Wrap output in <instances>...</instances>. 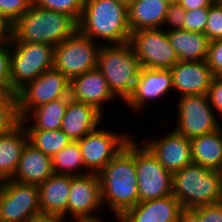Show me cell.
<instances>
[{
    "mask_svg": "<svg viewBox=\"0 0 222 222\" xmlns=\"http://www.w3.org/2000/svg\"><path fill=\"white\" fill-rule=\"evenodd\" d=\"M53 174L52 158L28 141L22 151L12 180L38 186Z\"/></svg>",
    "mask_w": 222,
    "mask_h": 222,
    "instance_id": "cell-21",
    "label": "cell"
},
{
    "mask_svg": "<svg viewBox=\"0 0 222 222\" xmlns=\"http://www.w3.org/2000/svg\"><path fill=\"white\" fill-rule=\"evenodd\" d=\"M78 30L54 46V68L69 80L97 68L99 51L102 46Z\"/></svg>",
    "mask_w": 222,
    "mask_h": 222,
    "instance_id": "cell-7",
    "label": "cell"
},
{
    "mask_svg": "<svg viewBox=\"0 0 222 222\" xmlns=\"http://www.w3.org/2000/svg\"><path fill=\"white\" fill-rule=\"evenodd\" d=\"M18 122L16 94L0 92V134L8 132Z\"/></svg>",
    "mask_w": 222,
    "mask_h": 222,
    "instance_id": "cell-30",
    "label": "cell"
},
{
    "mask_svg": "<svg viewBox=\"0 0 222 222\" xmlns=\"http://www.w3.org/2000/svg\"><path fill=\"white\" fill-rule=\"evenodd\" d=\"M182 206L173 196L138 202L128 209L120 222H176Z\"/></svg>",
    "mask_w": 222,
    "mask_h": 222,
    "instance_id": "cell-19",
    "label": "cell"
},
{
    "mask_svg": "<svg viewBox=\"0 0 222 222\" xmlns=\"http://www.w3.org/2000/svg\"><path fill=\"white\" fill-rule=\"evenodd\" d=\"M172 195L182 208L222 201V172L192 163L172 174Z\"/></svg>",
    "mask_w": 222,
    "mask_h": 222,
    "instance_id": "cell-4",
    "label": "cell"
},
{
    "mask_svg": "<svg viewBox=\"0 0 222 222\" xmlns=\"http://www.w3.org/2000/svg\"><path fill=\"white\" fill-rule=\"evenodd\" d=\"M186 10L178 3L168 5L163 26H169L168 30L183 29Z\"/></svg>",
    "mask_w": 222,
    "mask_h": 222,
    "instance_id": "cell-36",
    "label": "cell"
},
{
    "mask_svg": "<svg viewBox=\"0 0 222 222\" xmlns=\"http://www.w3.org/2000/svg\"><path fill=\"white\" fill-rule=\"evenodd\" d=\"M132 139L128 134L116 135L100 126L77 140L81 149L85 170L98 174ZM91 171V172H90Z\"/></svg>",
    "mask_w": 222,
    "mask_h": 222,
    "instance_id": "cell-14",
    "label": "cell"
},
{
    "mask_svg": "<svg viewBox=\"0 0 222 222\" xmlns=\"http://www.w3.org/2000/svg\"><path fill=\"white\" fill-rule=\"evenodd\" d=\"M11 46H0V92L11 94Z\"/></svg>",
    "mask_w": 222,
    "mask_h": 222,
    "instance_id": "cell-34",
    "label": "cell"
},
{
    "mask_svg": "<svg viewBox=\"0 0 222 222\" xmlns=\"http://www.w3.org/2000/svg\"><path fill=\"white\" fill-rule=\"evenodd\" d=\"M192 162L222 172V127L190 140Z\"/></svg>",
    "mask_w": 222,
    "mask_h": 222,
    "instance_id": "cell-26",
    "label": "cell"
},
{
    "mask_svg": "<svg viewBox=\"0 0 222 222\" xmlns=\"http://www.w3.org/2000/svg\"><path fill=\"white\" fill-rule=\"evenodd\" d=\"M200 222H222V201L193 208Z\"/></svg>",
    "mask_w": 222,
    "mask_h": 222,
    "instance_id": "cell-38",
    "label": "cell"
},
{
    "mask_svg": "<svg viewBox=\"0 0 222 222\" xmlns=\"http://www.w3.org/2000/svg\"><path fill=\"white\" fill-rule=\"evenodd\" d=\"M69 96L95 107L103 114L104 102L116 99L105 77L98 68H94L70 79Z\"/></svg>",
    "mask_w": 222,
    "mask_h": 222,
    "instance_id": "cell-17",
    "label": "cell"
},
{
    "mask_svg": "<svg viewBox=\"0 0 222 222\" xmlns=\"http://www.w3.org/2000/svg\"><path fill=\"white\" fill-rule=\"evenodd\" d=\"M33 4V0H0V15L15 23Z\"/></svg>",
    "mask_w": 222,
    "mask_h": 222,
    "instance_id": "cell-33",
    "label": "cell"
},
{
    "mask_svg": "<svg viewBox=\"0 0 222 222\" xmlns=\"http://www.w3.org/2000/svg\"><path fill=\"white\" fill-rule=\"evenodd\" d=\"M98 175L103 207L108 205L118 219L139 202L134 140L131 139Z\"/></svg>",
    "mask_w": 222,
    "mask_h": 222,
    "instance_id": "cell-1",
    "label": "cell"
},
{
    "mask_svg": "<svg viewBox=\"0 0 222 222\" xmlns=\"http://www.w3.org/2000/svg\"><path fill=\"white\" fill-rule=\"evenodd\" d=\"M102 115L95 107L69 98L61 130L71 141H77L99 127Z\"/></svg>",
    "mask_w": 222,
    "mask_h": 222,
    "instance_id": "cell-20",
    "label": "cell"
},
{
    "mask_svg": "<svg viewBox=\"0 0 222 222\" xmlns=\"http://www.w3.org/2000/svg\"><path fill=\"white\" fill-rule=\"evenodd\" d=\"M170 70L173 89L180 97L207 94L214 77L206 61H179Z\"/></svg>",
    "mask_w": 222,
    "mask_h": 222,
    "instance_id": "cell-18",
    "label": "cell"
},
{
    "mask_svg": "<svg viewBox=\"0 0 222 222\" xmlns=\"http://www.w3.org/2000/svg\"><path fill=\"white\" fill-rule=\"evenodd\" d=\"M145 146L172 174L193 163L190 140L175 129L166 136L149 140Z\"/></svg>",
    "mask_w": 222,
    "mask_h": 222,
    "instance_id": "cell-16",
    "label": "cell"
},
{
    "mask_svg": "<svg viewBox=\"0 0 222 222\" xmlns=\"http://www.w3.org/2000/svg\"><path fill=\"white\" fill-rule=\"evenodd\" d=\"M207 24L204 34L209 42L222 39V3L215 1L210 7L207 15Z\"/></svg>",
    "mask_w": 222,
    "mask_h": 222,
    "instance_id": "cell-32",
    "label": "cell"
},
{
    "mask_svg": "<svg viewBox=\"0 0 222 222\" xmlns=\"http://www.w3.org/2000/svg\"><path fill=\"white\" fill-rule=\"evenodd\" d=\"M173 89L170 69H150L141 67L134 89L125 101L134 111L142 109L148 101H157Z\"/></svg>",
    "mask_w": 222,
    "mask_h": 222,
    "instance_id": "cell-15",
    "label": "cell"
},
{
    "mask_svg": "<svg viewBox=\"0 0 222 222\" xmlns=\"http://www.w3.org/2000/svg\"><path fill=\"white\" fill-rule=\"evenodd\" d=\"M70 80L55 68L43 72L16 93L19 121L36 107L50 101L70 97Z\"/></svg>",
    "mask_w": 222,
    "mask_h": 222,
    "instance_id": "cell-8",
    "label": "cell"
},
{
    "mask_svg": "<svg viewBox=\"0 0 222 222\" xmlns=\"http://www.w3.org/2000/svg\"><path fill=\"white\" fill-rule=\"evenodd\" d=\"M102 206L99 175L96 173L82 176L71 175L67 216L69 214L77 222H101L104 219L93 213L100 211Z\"/></svg>",
    "mask_w": 222,
    "mask_h": 222,
    "instance_id": "cell-12",
    "label": "cell"
},
{
    "mask_svg": "<svg viewBox=\"0 0 222 222\" xmlns=\"http://www.w3.org/2000/svg\"><path fill=\"white\" fill-rule=\"evenodd\" d=\"M97 68L107 80L113 94L125 102L134 89L141 64L129 42L119 45L103 43Z\"/></svg>",
    "mask_w": 222,
    "mask_h": 222,
    "instance_id": "cell-5",
    "label": "cell"
},
{
    "mask_svg": "<svg viewBox=\"0 0 222 222\" xmlns=\"http://www.w3.org/2000/svg\"><path fill=\"white\" fill-rule=\"evenodd\" d=\"M33 4L51 11L67 14L78 22L81 18L84 0H33Z\"/></svg>",
    "mask_w": 222,
    "mask_h": 222,
    "instance_id": "cell-31",
    "label": "cell"
},
{
    "mask_svg": "<svg viewBox=\"0 0 222 222\" xmlns=\"http://www.w3.org/2000/svg\"><path fill=\"white\" fill-rule=\"evenodd\" d=\"M176 222H200L199 214L193 208H182Z\"/></svg>",
    "mask_w": 222,
    "mask_h": 222,
    "instance_id": "cell-42",
    "label": "cell"
},
{
    "mask_svg": "<svg viewBox=\"0 0 222 222\" xmlns=\"http://www.w3.org/2000/svg\"><path fill=\"white\" fill-rule=\"evenodd\" d=\"M207 97L211 107L216 109L219 115L222 114V82L215 76L213 77L207 92Z\"/></svg>",
    "mask_w": 222,
    "mask_h": 222,
    "instance_id": "cell-39",
    "label": "cell"
},
{
    "mask_svg": "<svg viewBox=\"0 0 222 222\" xmlns=\"http://www.w3.org/2000/svg\"><path fill=\"white\" fill-rule=\"evenodd\" d=\"M206 62L214 76L222 71V39L209 42Z\"/></svg>",
    "mask_w": 222,
    "mask_h": 222,
    "instance_id": "cell-37",
    "label": "cell"
},
{
    "mask_svg": "<svg viewBox=\"0 0 222 222\" xmlns=\"http://www.w3.org/2000/svg\"><path fill=\"white\" fill-rule=\"evenodd\" d=\"M41 213L37 185L6 180L0 192V220L28 222Z\"/></svg>",
    "mask_w": 222,
    "mask_h": 222,
    "instance_id": "cell-13",
    "label": "cell"
},
{
    "mask_svg": "<svg viewBox=\"0 0 222 222\" xmlns=\"http://www.w3.org/2000/svg\"><path fill=\"white\" fill-rule=\"evenodd\" d=\"M29 141L24 124L19 121L8 132L0 134V176L14 177L22 151Z\"/></svg>",
    "mask_w": 222,
    "mask_h": 222,
    "instance_id": "cell-23",
    "label": "cell"
},
{
    "mask_svg": "<svg viewBox=\"0 0 222 222\" xmlns=\"http://www.w3.org/2000/svg\"><path fill=\"white\" fill-rule=\"evenodd\" d=\"M117 1H120V2H125V3H127V4H128V2H129L130 0H117Z\"/></svg>",
    "mask_w": 222,
    "mask_h": 222,
    "instance_id": "cell-47",
    "label": "cell"
},
{
    "mask_svg": "<svg viewBox=\"0 0 222 222\" xmlns=\"http://www.w3.org/2000/svg\"><path fill=\"white\" fill-rule=\"evenodd\" d=\"M13 39V23L0 15V46H10Z\"/></svg>",
    "mask_w": 222,
    "mask_h": 222,
    "instance_id": "cell-40",
    "label": "cell"
},
{
    "mask_svg": "<svg viewBox=\"0 0 222 222\" xmlns=\"http://www.w3.org/2000/svg\"><path fill=\"white\" fill-rule=\"evenodd\" d=\"M69 98L70 97L59 98L40 105L20 121L26 129H44L49 131L61 129L62 119L65 115ZM27 120L29 122L33 121L34 123L32 122L31 125H28Z\"/></svg>",
    "mask_w": 222,
    "mask_h": 222,
    "instance_id": "cell-27",
    "label": "cell"
},
{
    "mask_svg": "<svg viewBox=\"0 0 222 222\" xmlns=\"http://www.w3.org/2000/svg\"><path fill=\"white\" fill-rule=\"evenodd\" d=\"M168 5L178 3L179 0H164Z\"/></svg>",
    "mask_w": 222,
    "mask_h": 222,
    "instance_id": "cell-44",
    "label": "cell"
},
{
    "mask_svg": "<svg viewBox=\"0 0 222 222\" xmlns=\"http://www.w3.org/2000/svg\"><path fill=\"white\" fill-rule=\"evenodd\" d=\"M4 182H5V180L0 176V192L2 190Z\"/></svg>",
    "mask_w": 222,
    "mask_h": 222,
    "instance_id": "cell-46",
    "label": "cell"
},
{
    "mask_svg": "<svg viewBox=\"0 0 222 222\" xmlns=\"http://www.w3.org/2000/svg\"><path fill=\"white\" fill-rule=\"evenodd\" d=\"M168 4L164 0H130L128 23L131 32L163 26Z\"/></svg>",
    "mask_w": 222,
    "mask_h": 222,
    "instance_id": "cell-24",
    "label": "cell"
},
{
    "mask_svg": "<svg viewBox=\"0 0 222 222\" xmlns=\"http://www.w3.org/2000/svg\"><path fill=\"white\" fill-rule=\"evenodd\" d=\"M71 175L53 174L38 185L41 213L66 219Z\"/></svg>",
    "mask_w": 222,
    "mask_h": 222,
    "instance_id": "cell-22",
    "label": "cell"
},
{
    "mask_svg": "<svg viewBox=\"0 0 222 222\" xmlns=\"http://www.w3.org/2000/svg\"><path fill=\"white\" fill-rule=\"evenodd\" d=\"M11 94H16L27 83L43 72L54 68V46L46 43H11Z\"/></svg>",
    "mask_w": 222,
    "mask_h": 222,
    "instance_id": "cell-6",
    "label": "cell"
},
{
    "mask_svg": "<svg viewBox=\"0 0 222 222\" xmlns=\"http://www.w3.org/2000/svg\"><path fill=\"white\" fill-rule=\"evenodd\" d=\"M171 46L179 61H206L209 40L204 33L184 29L167 30Z\"/></svg>",
    "mask_w": 222,
    "mask_h": 222,
    "instance_id": "cell-25",
    "label": "cell"
},
{
    "mask_svg": "<svg viewBox=\"0 0 222 222\" xmlns=\"http://www.w3.org/2000/svg\"><path fill=\"white\" fill-rule=\"evenodd\" d=\"M177 112L174 129L189 140L222 127L207 94L180 97Z\"/></svg>",
    "mask_w": 222,
    "mask_h": 222,
    "instance_id": "cell-11",
    "label": "cell"
},
{
    "mask_svg": "<svg viewBox=\"0 0 222 222\" xmlns=\"http://www.w3.org/2000/svg\"><path fill=\"white\" fill-rule=\"evenodd\" d=\"M215 77H216L219 81L222 82V71L219 72Z\"/></svg>",
    "mask_w": 222,
    "mask_h": 222,
    "instance_id": "cell-45",
    "label": "cell"
},
{
    "mask_svg": "<svg viewBox=\"0 0 222 222\" xmlns=\"http://www.w3.org/2000/svg\"><path fill=\"white\" fill-rule=\"evenodd\" d=\"M77 30L78 23L71 16L32 4L13 24V38L18 43L56 46Z\"/></svg>",
    "mask_w": 222,
    "mask_h": 222,
    "instance_id": "cell-3",
    "label": "cell"
},
{
    "mask_svg": "<svg viewBox=\"0 0 222 222\" xmlns=\"http://www.w3.org/2000/svg\"><path fill=\"white\" fill-rule=\"evenodd\" d=\"M135 142L134 160L139 202L172 195V173L166 170L145 145Z\"/></svg>",
    "mask_w": 222,
    "mask_h": 222,
    "instance_id": "cell-9",
    "label": "cell"
},
{
    "mask_svg": "<svg viewBox=\"0 0 222 222\" xmlns=\"http://www.w3.org/2000/svg\"><path fill=\"white\" fill-rule=\"evenodd\" d=\"M78 31L93 41L101 39L106 45L128 43L131 31L128 4L117 0H84Z\"/></svg>",
    "mask_w": 222,
    "mask_h": 222,
    "instance_id": "cell-2",
    "label": "cell"
},
{
    "mask_svg": "<svg viewBox=\"0 0 222 222\" xmlns=\"http://www.w3.org/2000/svg\"><path fill=\"white\" fill-rule=\"evenodd\" d=\"M216 0H179L180 4L186 11L199 8H209Z\"/></svg>",
    "mask_w": 222,
    "mask_h": 222,
    "instance_id": "cell-41",
    "label": "cell"
},
{
    "mask_svg": "<svg viewBox=\"0 0 222 222\" xmlns=\"http://www.w3.org/2000/svg\"><path fill=\"white\" fill-rule=\"evenodd\" d=\"M209 8H199L186 11L183 29L191 32L204 33L207 24Z\"/></svg>",
    "mask_w": 222,
    "mask_h": 222,
    "instance_id": "cell-35",
    "label": "cell"
},
{
    "mask_svg": "<svg viewBox=\"0 0 222 222\" xmlns=\"http://www.w3.org/2000/svg\"><path fill=\"white\" fill-rule=\"evenodd\" d=\"M129 43L132 45L141 67L171 69L179 62L166 29H143L131 32Z\"/></svg>",
    "mask_w": 222,
    "mask_h": 222,
    "instance_id": "cell-10",
    "label": "cell"
},
{
    "mask_svg": "<svg viewBox=\"0 0 222 222\" xmlns=\"http://www.w3.org/2000/svg\"><path fill=\"white\" fill-rule=\"evenodd\" d=\"M29 142L51 158L70 142V138L61 130L26 129Z\"/></svg>",
    "mask_w": 222,
    "mask_h": 222,
    "instance_id": "cell-29",
    "label": "cell"
},
{
    "mask_svg": "<svg viewBox=\"0 0 222 222\" xmlns=\"http://www.w3.org/2000/svg\"><path fill=\"white\" fill-rule=\"evenodd\" d=\"M28 222H68V221L62 216L40 213L31 218Z\"/></svg>",
    "mask_w": 222,
    "mask_h": 222,
    "instance_id": "cell-43",
    "label": "cell"
},
{
    "mask_svg": "<svg viewBox=\"0 0 222 222\" xmlns=\"http://www.w3.org/2000/svg\"><path fill=\"white\" fill-rule=\"evenodd\" d=\"M52 168L54 174L72 176L89 174L87 171H83L84 173L80 171L81 168L85 170V165L82 159V153L78 141H71L66 147L52 157ZM75 170L78 171L76 172Z\"/></svg>",
    "mask_w": 222,
    "mask_h": 222,
    "instance_id": "cell-28",
    "label": "cell"
}]
</instances>
